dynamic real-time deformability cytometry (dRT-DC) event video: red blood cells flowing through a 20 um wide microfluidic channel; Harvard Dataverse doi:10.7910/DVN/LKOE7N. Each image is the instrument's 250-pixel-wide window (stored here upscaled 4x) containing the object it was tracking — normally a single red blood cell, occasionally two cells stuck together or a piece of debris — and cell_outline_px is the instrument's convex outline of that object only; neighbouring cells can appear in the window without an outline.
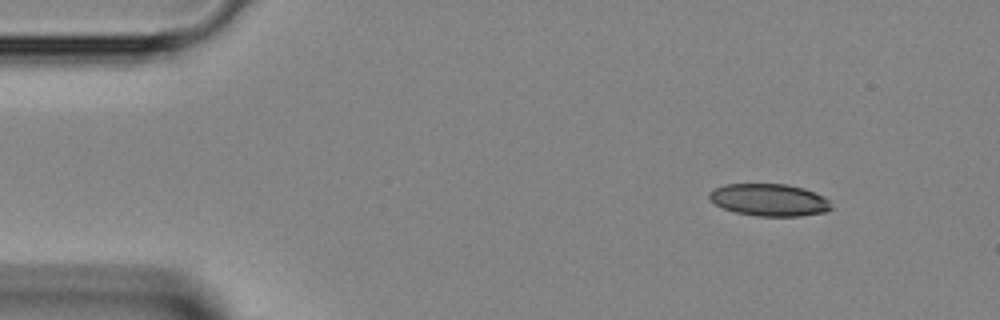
{"species": "Egyptian fruit bat (a non-hibernating species)", "species_latin": "Rousettus aegyptiacus", "temperature_condition": "room temperature", "stored_images_in_passage": 39, "camera_frame_rate_fps": 3000, "um_per_image_px": 0.085, "animal": {"sex": "female"}, "frame": {"image": 1, "passage_image": 1, "time_ms": 0.0, "image_size_px": [1000, 320], "cell_outline_px": [[832, 208], [828, 212], [800, 216], [756, 216], [736, 212], [724, 208], [716, 204], [708, 196], [708, 192], [724, 184], [788, 184], [804, 188], [824, 196], [828, 200]], "centroid_in_image_um": [65.42, 16.99], "position_along_channel_um": 19.6, "area_um2": 22.95}}
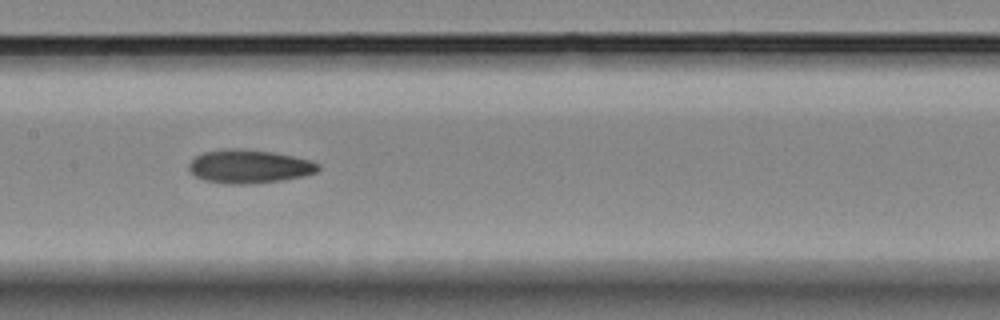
{"frame": {"image": 2, "passage_image": 17, "time_ms": 5.333, "image_size_px": [1000, 320], "cell_outline_px": [[320, 168], [316, 172], [304, 176], [280, 180], [244, 184], [228, 184], [204, 180], [196, 176], [188, 168], [188, 164], [196, 156], [204, 152], [224, 148], [240, 148], [272, 152], [312, 160], [320, 164]], "centroid_in_image_um": [21.18, 14.13], "position_along_channel_um": 186.2, "area_um2": 25.2}}
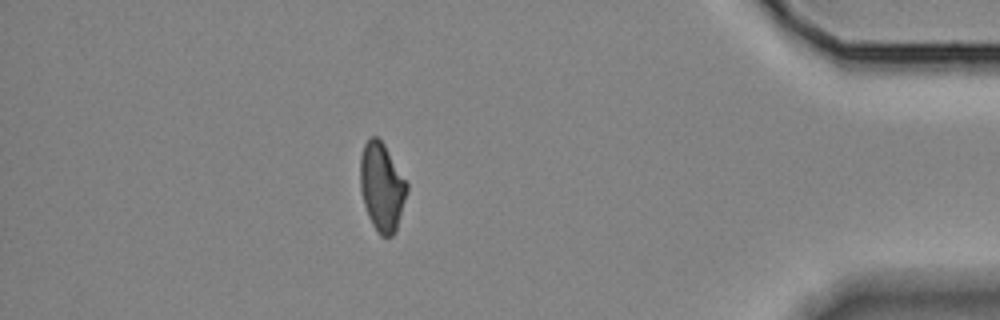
{"frame": {"image": 3, "passage_image": 34, "time_ms": 11.0, "image_size_px": [1000, 320], "cell_outline_px": [[408, 188], [396, 232], [392, 236], [380, 236], [372, 224], [368, 216], [364, 204], [360, 188], [360, 156], [364, 144], [372, 136], [376, 136], [384, 144], [408, 184]], "centroid_in_image_um": [32.45, 15.9], "position_along_channel_um": 402.8, "area_um2": 23.93}}